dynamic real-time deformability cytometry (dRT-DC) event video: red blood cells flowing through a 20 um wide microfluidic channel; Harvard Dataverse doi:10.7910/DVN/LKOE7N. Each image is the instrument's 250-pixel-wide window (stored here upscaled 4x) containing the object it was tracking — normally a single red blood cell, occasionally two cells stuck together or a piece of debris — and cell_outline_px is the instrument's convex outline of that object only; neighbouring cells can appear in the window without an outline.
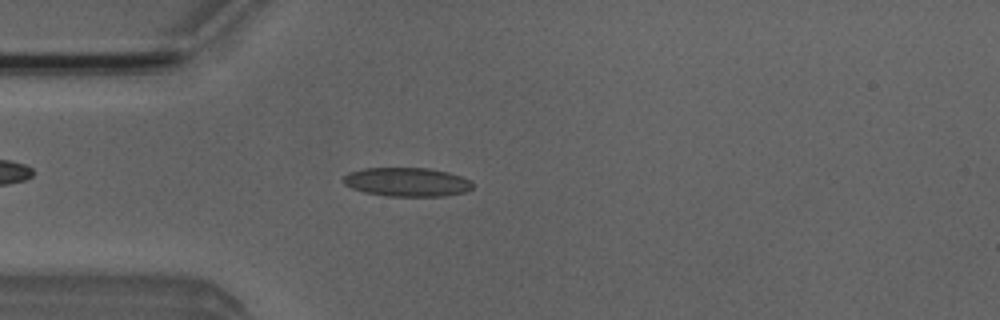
{"species": "Egyptian fruit bat (a non-hibernating species)", "species_latin": "Rousettus aegyptiacus", "temperature_condition": "room temperature", "stored_images_in_passage": 48, "camera_frame_rate_fps": 3000, "um_per_image_px": 0.085, "animal": {"sex": "male"}, "frame": {"image": 1, "passage_image": 11, "time_ms": 3.333, "image_size_px": [1000, 320], "cell_outline_px": [[472, 188], [468, 192], [444, 196], [388, 196], [364, 192], [352, 188], [344, 184], [340, 180], [348, 172], [364, 168], [428, 168], [448, 172], [460, 176], [468, 180], [472, 184]], "centroid_in_image_um": [34.56, 15.47], "position_along_channel_um": 50.4, "area_um2": 21.85}}
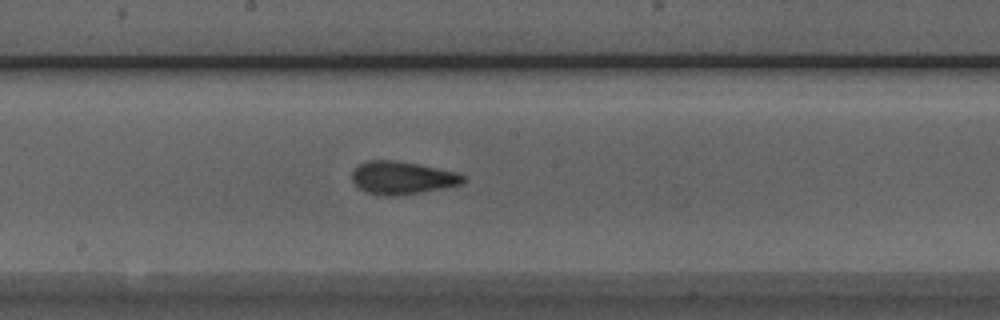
{"frame": {"image": 2, "passage_image": 24, "time_ms": 7.667, "image_size_px": [1000, 320], "cell_outline_px": [[468, 180], [464, 184], [444, 188], [396, 196], [380, 196], [368, 192], [360, 188], [352, 180], [352, 172], [364, 160], [396, 160], [456, 172], [468, 176]], "centroid_in_image_um": [34.23, 15.12], "position_along_channel_um": 214.0, "area_um2": 21.39}}
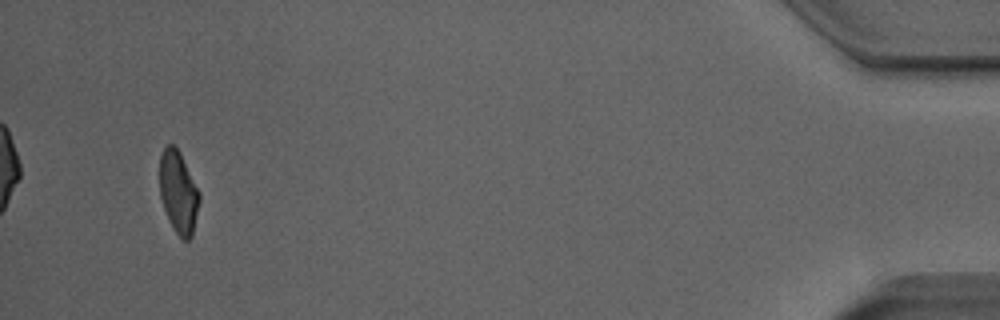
{"frame": {"image": 3, "passage_image": 46, "time_ms": 15.0, "image_size_px": [1000, 320], "cell_outline_px": [[200, 200], [192, 236], [188, 240], [184, 240], [176, 232], [168, 220], [160, 196], [160, 156], [164, 148], [168, 144], [172, 144], [180, 152], [200, 192]], "centroid_in_image_um": [15.17, 16.34], "position_along_channel_um": 420.0, "area_um2": 18.96}, "authors_computed_cell_mechanics": {"area_um2": 20.5768, "velocity_mm_per_s": 3.9594, "shape_relaxation_time_tau1_ms": 6.0886, "shape_relaxation_time_tau2_ms": 1.1879, "deformation_change_tau1": 0.178, "deformation_change_tau2": 0.0801}}